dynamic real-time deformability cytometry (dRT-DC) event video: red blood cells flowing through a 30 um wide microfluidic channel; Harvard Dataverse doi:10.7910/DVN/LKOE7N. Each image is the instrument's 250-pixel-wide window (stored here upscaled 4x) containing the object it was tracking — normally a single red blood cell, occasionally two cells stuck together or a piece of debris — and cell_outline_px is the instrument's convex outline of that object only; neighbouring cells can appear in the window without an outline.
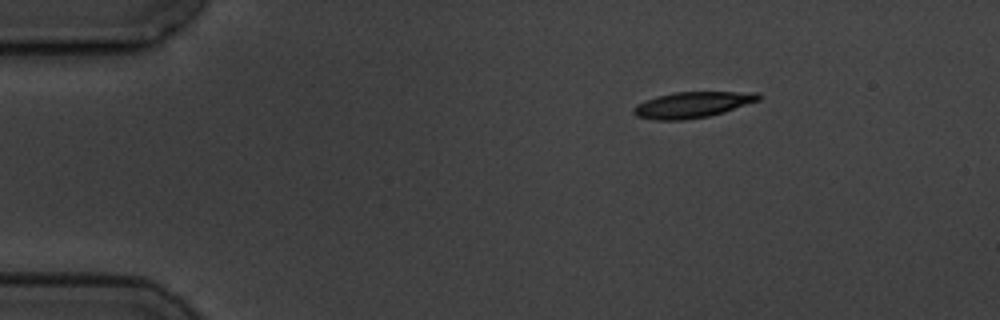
{"species": "common noctule bat (a hibernating species)", "species_latin": "Nyctalus noctula", "temperature_condition": "cold", "stored_images_in_passage": 12, "camera_frame_rate_fps": 3000, "um_per_image_px": 0.085, "animal": {"sex": "male", "body_mass_g": 19.5, "forearm_length_mm": 54.6}, "frame": {"image": 1, "passage_image": 1, "time_ms": 0.0, "image_size_px": [1000, 320], "cell_outline_px": [[760, 100], [724, 112], [708, 116], [684, 120], [652, 120], [636, 116], [632, 112], [632, 108], [636, 104], [656, 96], [676, 92], [756, 92], [760, 96]], "centroid_in_image_um": [58.81, 8.91], "position_along_channel_um": 26.2, "area_um2": 18.9}}
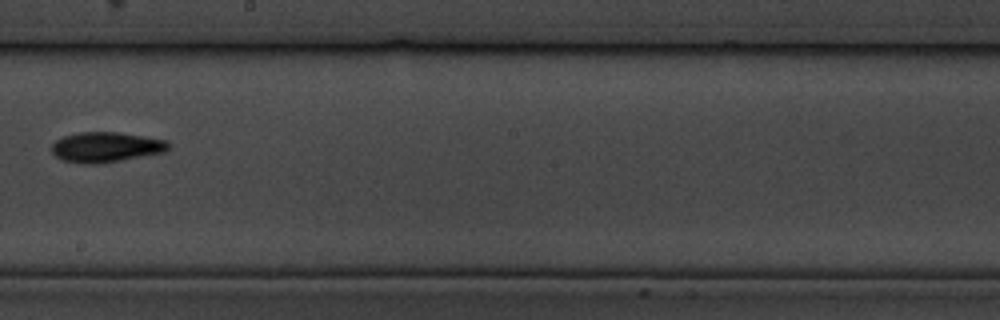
{"frame": {"image": 2, "passage_image": 7, "time_ms": 8.0, "image_size_px": [1000, 320], "cell_outline_px": [[168, 148], [164, 152], [120, 160], [96, 164], [84, 164], [60, 160], [52, 152], [52, 144], [56, 140], [64, 136], [80, 132], [120, 132], [168, 140]], "centroid_in_image_um": [8.98, 12.5], "position_along_channel_um": 239.2, "area_um2": 20.46}}
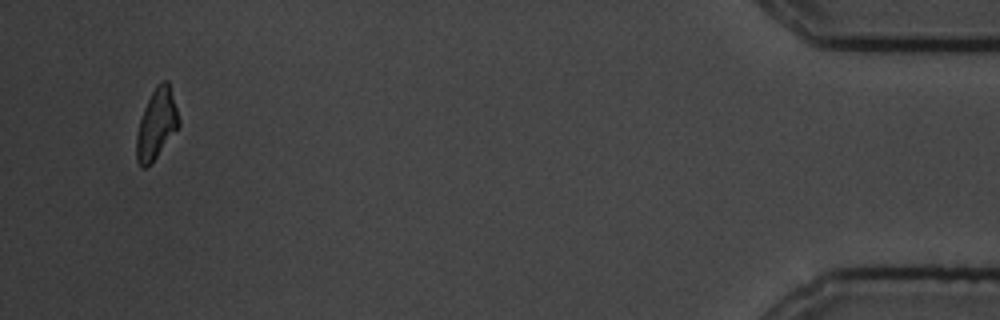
{"frame": {"image": 3, "passage_image": 12, "time_ms": 15.333, "image_size_px": [1000, 320], "cell_outline_px": [[180, 124], [156, 156], [144, 168], [140, 168], [136, 160], [136, 136], [140, 120], [144, 108], [156, 84], [160, 80], [168, 80], [180, 120]], "centroid_in_image_um": [13.29, 10.51], "position_along_channel_um": 421.9, "area_um2": 16.94}, "authors_computed_cell_mechanics": {"area_um2": 18.8428, "velocity_mm_per_s": 3.5296, "shape_relaxation_time_tau1_ms": 3.9091, "shape_relaxation_time_tau2_ms": null, "deformation_change_tau1": 0.1348, "deformation_change_tau2": null}}